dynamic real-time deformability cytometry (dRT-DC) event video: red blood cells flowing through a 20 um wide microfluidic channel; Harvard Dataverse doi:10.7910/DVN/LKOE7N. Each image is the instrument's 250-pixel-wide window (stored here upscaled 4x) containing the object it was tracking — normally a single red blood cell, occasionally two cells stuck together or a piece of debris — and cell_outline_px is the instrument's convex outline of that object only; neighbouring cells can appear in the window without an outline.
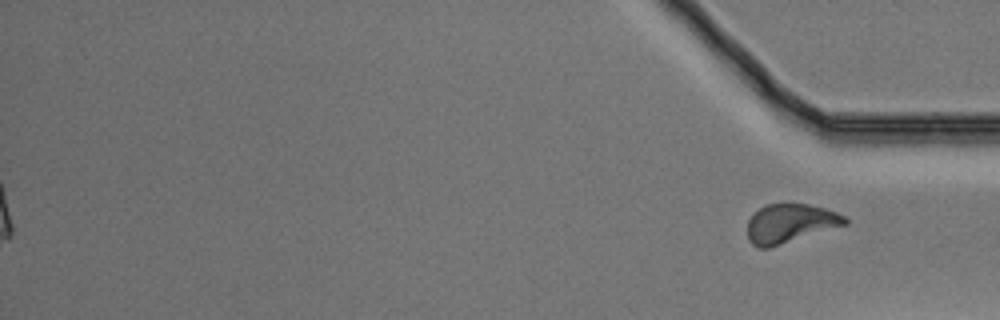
{"species": "Egyptian fruit bat (a non-hibernating species)", "species_latin": "Rousettus aegyptiacus", "temperature_condition": "warm", "stored_images_in_passage": 53, "segment_of_instrument_passage": [2, 2], "camera_frame_rate_fps": 3000, "um_per_image_px": 0.085, "animal": {"sex": "male"}, "frame": {"image": 1, "passage_image": 53, "time_ms": 17.333, "image_size_px": [1000, 320], "cell_outline_px": [[848, 224], [768, 248], [760, 248], [752, 244], [748, 240], [748, 220], [760, 208], [768, 204], [808, 204], [824, 208], [836, 212], [844, 216], [848, 220]], "centroid_in_image_um": [67.17, 18.99], "position_along_channel_um": 368.0, "area_um2": 21.85}}